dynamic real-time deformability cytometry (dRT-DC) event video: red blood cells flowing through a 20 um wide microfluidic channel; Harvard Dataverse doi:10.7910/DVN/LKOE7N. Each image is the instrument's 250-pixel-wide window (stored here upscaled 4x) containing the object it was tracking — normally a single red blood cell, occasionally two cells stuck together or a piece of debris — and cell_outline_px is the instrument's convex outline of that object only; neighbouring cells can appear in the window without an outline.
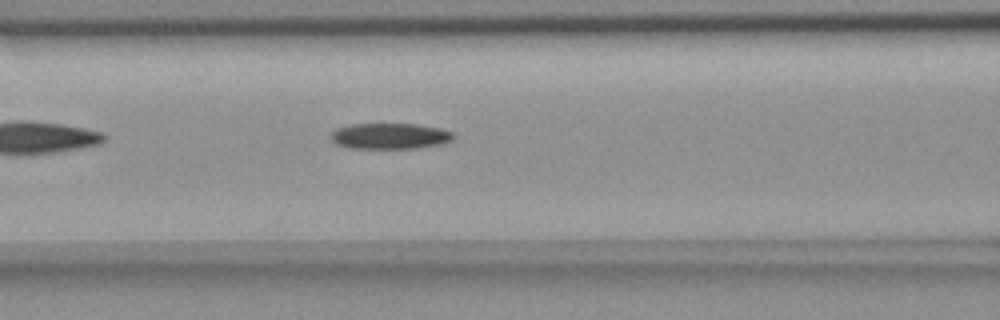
{"species": "common noctule bat (a hibernating species)", "species_latin": "Nyctalus noctula", "temperature_condition": "room temperature", "stored_images_in_passage": 33, "camera_frame_rate_fps": 3000, "um_per_image_px": 0.085, "animal": {"sex": "female", "body_mass_g": 18.4}, "frame": {"image": 1, "passage_image": 7, "time_ms": 2.0, "image_size_px": [1000, 320], "cell_outline_px": [[456, 136], [452, 140], [444, 144], [420, 148], [352, 148], [336, 144], [332, 140], [332, 132], [336, 128], [348, 124], [416, 124], [440, 128], [452, 132]], "centroid_in_image_um": [33.19, 11.56], "position_along_channel_um": 133.4, "area_um2": 18.61}}
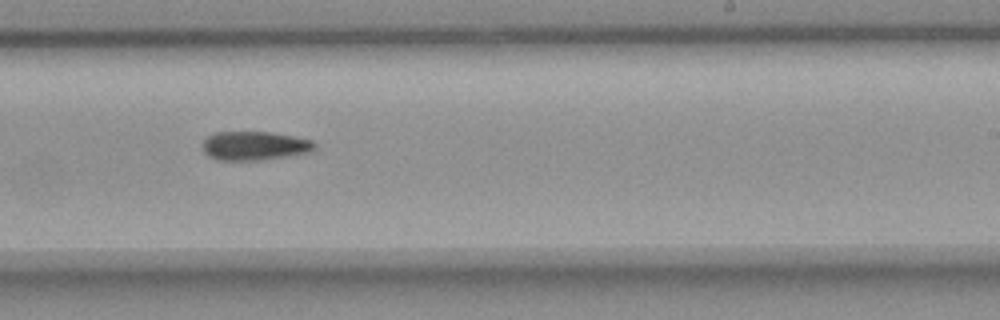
{"frame": {"image": 2, "passage_image": 18, "time_ms": 5.667, "image_size_px": [1000, 320], "cell_outline_px": [[316, 148], [308, 152], [284, 156], [256, 160], [220, 160], [208, 156], [204, 152], [204, 140], [212, 132], [268, 132], [296, 136], [312, 140], [316, 144]], "centroid_in_image_um": [21.63, 12.37], "position_along_channel_um": 267.4, "area_um2": 18.67}}
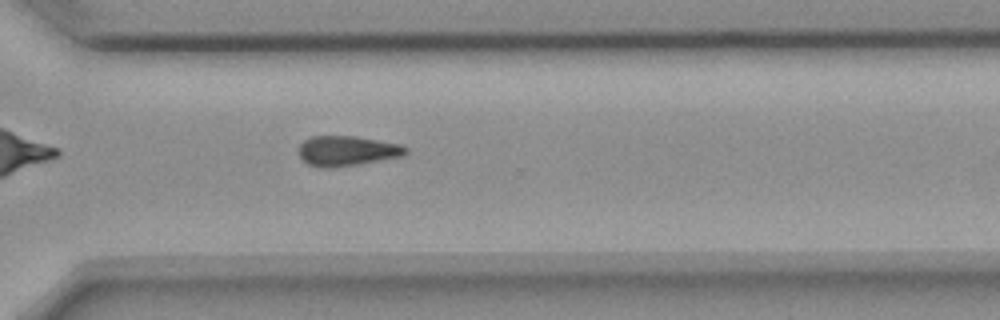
{"frame": {"image": 3, "passage_image": 24, "time_ms": 7.667, "image_size_px": [1000, 320], "cell_outline_px": [[408, 152], [404, 156], [332, 168], [324, 168], [308, 164], [300, 156], [300, 144], [304, 140], [312, 136], [356, 136], [400, 144], [408, 148]], "centroid_in_image_um": [29.52, 12.82], "position_along_channel_um": 341.1, "area_um2": 18.61}, "authors_computed_cell_mechanics": {"area_um2": 18.9584, "velocity_mm_per_s": 3.6723, "shape_relaxation_time_tau1_ms": 9.6225, "shape_relaxation_time_tau2_ms": null, "deformation_change_tau1": 0.1863, "deformation_change_tau2": null}}